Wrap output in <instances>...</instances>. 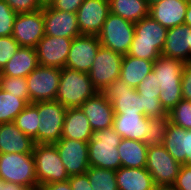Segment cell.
I'll list each match as a JSON object with an SVG mask.
<instances>
[{
  "instance_id": "4",
  "label": "cell",
  "mask_w": 191,
  "mask_h": 190,
  "mask_svg": "<svg viewBox=\"0 0 191 190\" xmlns=\"http://www.w3.org/2000/svg\"><path fill=\"white\" fill-rule=\"evenodd\" d=\"M98 90L93 86L88 73L64 67L55 100L68 108H80Z\"/></svg>"
},
{
  "instance_id": "43",
  "label": "cell",
  "mask_w": 191,
  "mask_h": 190,
  "mask_svg": "<svg viewBox=\"0 0 191 190\" xmlns=\"http://www.w3.org/2000/svg\"><path fill=\"white\" fill-rule=\"evenodd\" d=\"M84 0H50L47 4L57 10L76 13Z\"/></svg>"
},
{
  "instance_id": "27",
  "label": "cell",
  "mask_w": 191,
  "mask_h": 190,
  "mask_svg": "<svg viewBox=\"0 0 191 190\" xmlns=\"http://www.w3.org/2000/svg\"><path fill=\"white\" fill-rule=\"evenodd\" d=\"M37 66L36 48L20 47L2 70V76L27 77Z\"/></svg>"
},
{
  "instance_id": "53",
  "label": "cell",
  "mask_w": 191,
  "mask_h": 190,
  "mask_svg": "<svg viewBox=\"0 0 191 190\" xmlns=\"http://www.w3.org/2000/svg\"><path fill=\"white\" fill-rule=\"evenodd\" d=\"M44 4H47L50 0H42Z\"/></svg>"
},
{
  "instance_id": "10",
  "label": "cell",
  "mask_w": 191,
  "mask_h": 190,
  "mask_svg": "<svg viewBox=\"0 0 191 190\" xmlns=\"http://www.w3.org/2000/svg\"><path fill=\"white\" fill-rule=\"evenodd\" d=\"M61 69L38 65L27 77L31 103L54 101L60 84Z\"/></svg>"
},
{
  "instance_id": "49",
  "label": "cell",
  "mask_w": 191,
  "mask_h": 190,
  "mask_svg": "<svg viewBox=\"0 0 191 190\" xmlns=\"http://www.w3.org/2000/svg\"><path fill=\"white\" fill-rule=\"evenodd\" d=\"M154 190H177L173 185H156Z\"/></svg>"
},
{
  "instance_id": "9",
  "label": "cell",
  "mask_w": 191,
  "mask_h": 190,
  "mask_svg": "<svg viewBox=\"0 0 191 190\" xmlns=\"http://www.w3.org/2000/svg\"><path fill=\"white\" fill-rule=\"evenodd\" d=\"M123 55L100 46L93 65L88 72L93 86L102 92L108 85L120 78Z\"/></svg>"
},
{
  "instance_id": "14",
  "label": "cell",
  "mask_w": 191,
  "mask_h": 190,
  "mask_svg": "<svg viewBox=\"0 0 191 190\" xmlns=\"http://www.w3.org/2000/svg\"><path fill=\"white\" fill-rule=\"evenodd\" d=\"M69 176L85 174L89 169L88 142L60 138L55 144Z\"/></svg>"
},
{
  "instance_id": "1",
  "label": "cell",
  "mask_w": 191,
  "mask_h": 190,
  "mask_svg": "<svg viewBox=\"0 0 191 190\" xmlns=\"http://www.w3.org/2000/svg\"><path fill=\"white\" fill-rule=\"evenodd\" d=\"M185 63L178 59L159 56L153 64L156 81L161 90L159 100L169 113L183 98L181 78Z\"/></svg>"
},
{
  "instance_id": "42",
  "label": "cell",
  "mask_w": 191,
  "mask_h": 190,
  "mask_svg": "<svg viewBox=\"0 0 191 190\" xmlns=\"http://www.w3.org/2000/svg\"><path fill=\"white\" fill-rule=\"evenodd\" d=\"M173 186L177 190H191V165H181Z\"/></svg>"
},
{
  "instance_id": "22",
  "label": "cell",
  "mask_w": 191,
  "mask_h": 190,
  "mask_svg": "<svg viewBox=\"0 0 191 190\" xmlns=\"http://www.w3.org/2000/svg\"><path fill=\"white\" fill-rule=\"evenodd\" d=\"M190 0H162L150 5V16L167 29L183 25Z\"/></svg>"
},
{
  "instance_id": "35",
  "label": "cell",
  "mask_w": 191,
  "mask_h": 190,
  "mask_svg": "<svg viewBox=\"0 0 191 190\" xmlns=\"http://www.w3.org/2000/svg\"><path fill=\"white\" fill-rule=\"evenodd\" d=\"M0 88L31 104L26 77L2 76Z\"/></svg>"
},
{
  "instance_id": "25",
  "label": "cell",
  "mask_w": 191,
  "mask_h": 190,
  "mask_svg": "<svg viewBox=\"0 0 191 190\" xmlns=\"http://www.w3.org/2000/svg\"><path fill=\"white\" fill-rule=\"evenodd\" d=\"M92 133L90 122L80 108L66 109L61 138L88 142Z\"/></svg>"
},
{
  "instance_id": "6",
  "label": "cell",
  "mask_w": 191,
  "mask_h": 190,
  "mask_svg": "<svg viewBox=\"0 0 191 190\" xmlns=\"http://www.w3.org/2000/svg\"><path fill=\"white\" fill-rule=\"evenodd\" d=\"M32 153L38 186L69 179L70 176L54 144H34Z\"/></svg>"
},
{
  "instance_id": "32",
  "label": "cell",
  "mask_w": 191,
  "mask_h": 190,
  "mask_svg": "<svg viewBox=\"0 0 191 190\" xmlns=\"http://www.w3.org/2000/svg\"><path fill=\"white\" fill-rule=\"evenodd\" d=\"M14 123L26 136L34 140L40 124L38 102L28 104L15 118Z\"/></svg>"
},
{
  "instance_id": "21",
  "label": "cell",
  "mask_w": 191,
  "mask_h": 190,
  "mask_svg": "<svg viewBox=\"0 0 191 190\" xmlns=\"http://www.w3.org/2000/svg\"><path fill=\"white\" fill-rule=\"evenodd\" d=\"M163 146L181 165H191V129L169 122Z\"/></svg>"
},
{
  "instance_id": "12",
  "label": "cell",
  "mask_w": 191,
  "mask_h": 190,
  "mask_svg": "<svg viewBox=\"0 0 191 190\" xmlns=\"http://www.w3.org/2000/svg\"><path fill=\"white\" fill-rule=\"evenodd\" d=\"M44 35L43 8L16 15L12 37L19 43L20 47L36 48Z\"/></svg>"
},
{
  "instance_id": "13",
  "label": "cell",
  "mask_w": 191,
  "mask_h": 190,
  "mask_svg": "<svg viewBox=\"0 0 191 190\" xmlns=\"http://www.w3.org/2000/svg\"><path fill=\"white\" fill-rule=\"evenodd\" d=\"M102 93L111 102L114 114H142V98L122 79L115 80Z\"/></svg>"
},
{
  "instance_id": "44",
  "label": "cell",
  "mask_w": 191,
  "mask_h": 190,
  "mask_svg": "<svg viewBox=\"0 0 191 190\" xmlns=\"http://www.w3.org/2000/svg\"><path fill=\"white\" fill-rule=\"evenodd\" d=\"M182 98L191 101V61L186 62L181 78Z\"/></svg>"
},
{
  "instance_id": "36",
  "label": "cell",
  "mask_w": 191,
  "mask_h": 190,
  "mask_svg": "<svg viewBox=\"0 0 191 190\" xmlns=\"http://www.w3.org/2000/svg\"><path fill=\"white\" fill-rule=\"evenodd\" d=\"M168 115L172 124L185 130L191 129V101L182 99Z\"/></svg>"
},
{
  "instance_id": "17",
  "label": "cell",
  "mask_w": 191,
  "mask_h": 190,
  "mask_svg": "<svg viewBox=\"0 0 191 190\" xmlns=\"http://www.w3.org/2000/svg\"><path fill=\"white\" fill-rule=\"evenodd\" d=\"M73 38L44 35L36 46L38 65L64 68Z\"/></svg>"
},
{
  "instance_id": "29",
  "label": "cell",
  "mask_w": 191,
  "mask_h": 190,
  "mask_svg": "<svg viewBox=\"0 0 191 190\" xmlns=\"http://www.w3.org/2000/svg\"><path fill=\"white\" fill-rule=\"evenodd\" d=\"M122 167L145 168L148 147L144 142L122 138L117 147Z\"/></svg>"
},
{
  "instance_id": "5",
  "label": "cell",
  "mask_w": 191,
  "mask_h": 190,
  "mask_svg": "<svg viewBox=\"0 0 191 190\" xmlns=\"http://www.w3.org/2000/svg\"><path fill=\"white\" fill-rule=\"evenodd\" d=\"M0 179L5 182L22 184L30 190H38L33 153L0 154Z\"/></svg>"
},
{
  "instance_id": "51",
  "label": "cell",
  "mask_w": 191,
  "mask_h": 190,
  "mask_svg": "<svg viewBox=\"0 0 191 190\" xmlns=\"http://www.w3.org/2000/svg\"><path fill=\"white\" fill-rule=\"evenodd\" d=\"M0 190H3V181L0 179Z\"/></svg>"
},
{
  "instance_id": "23",
  "label": "cell",
  "mask_w": 191,
  "mask_h": 190,
  "mask_svg": "<svg viewBox=\"0 0 191 190\" xmlns=\"http://www.w3.org/2000/svg\"><path fill=\"white\" fill-rule=\"evenodd\" d=\"M34 141L26 136L14 122L0 124V154L32 153Z\"/></svg>"
},
{
  "instance_id": "16",
  "label": "cell",
  "mask_w": 191,
  "mask_h": 190,
  "mask_svg": "<svg viewBox=\"0 0 191 190\" xmlns=\"http://www.w3.org/2000/svg\"><path fill=\"white\" fill-rule=\"evenodd\" d=\"M109 13V0H84L76 12L81 34L98 36Z\"/></svg>"
},
{
  "instance_id": "40",
  "label": "cell",
  "mask_w": 191,
  "mask_h": 190,
  "mask_svg": "<svg viewBox=\"0 0 191 190\" xmlns=\"http://www.w3.org/2000/svg\"><path fill=\"white\" fill-rule=\"evenodd\" d=\"M16 14L37 11L42 9L44 3L42 0H4Z\"/></svg>"
},
{
  "instance_id": "31",
  "label": "cell",
  "mask_w": 191,
  "mask_h": 190,
  "mask_svg": "<svg viewBox=\"0 0 191 190\" xmlns=\"http://www.w3.org/2000/svg\"><path fill=\"white\" fill-rule=\"evenodd\" d=\"M29 103L0 88V124L14 122Z\"/></svg>"
},
{
  "instance_id": "47",
  "label": "cell",
  "mask_w": 191,
  "mask_h": 190,
  "mask_svg": "<svg viewBox=\"0 0 191 190\" xmlns=\"http://www.w3.org/2000/svg\"><path fill=\"white\" fill-rule=\"evenodd\" d=\"M3 190H30V189L22 184L3 181Z\"/></svg>"
},
{
  "instance_id": "34",
  "label": "cell",
  "mask_w": 191,
  "mask_h": 190,
  "mask_svg": "<svg viewBox=\"0 0 191 190\" xmlns=\"http://www.w3.org/2000/svg\"><path fill=\"white\" fill-rule=\"evenodd\" d=\"M169 122V115L149 118V131L143 140L147 147L163 145Z\"/></svg>"
},
{
  "instance_id": "2",
  "label": "cell",
  "mask_w": 191,
  "mask_h": 190,
  "mask_svg": "<svg viewBox=\"0 0 191 190\" xmlns=\"http://www.w3.org/2000/svg\"><path fill=\"white\" fill-rule=\"evenodd\" d=\"M168 29L150 15L135 23V34L127 55L155 61L164 48Z\"/></svg>"
},
{
  "instance_id": "11",
  "label": "cell",
  "mask_w": 191,
  "mask_h": 190,
  "mask_svg": "<svg viewBox=\"0 0 191 190\" xmlns=\"http://www.w3.org/2000/svg\"><path fill=\"white\" fill-rule=\"evenodd\" d=\"M180 167L181 164L163 145L148 147L145 168L152 176L155 185H173Z\"/></svg>"
},
{
  "instance_id": "24",
  "label": "cell",
  "mask_w": 191,
  "mask_h": 190,
  "mask_svg": "<svg viewBox=\"0 0 191 190\" xmlns=\"http://www.w3.org/2000/svg\"><path fill=\"white\" fill-rule=\"evenodd\" d=\"M113 129L122 137L143 142L149 117L143 114H114Z\"/></svg>"
},
{
  "instance_id": "15",
  "label": "cell",
  "mask_w": 191,
  "mask_h": 190,
  "mask_svg": "<svg viewBox=\"0 0 191 190\" xmlns=\"http://www.w3.org/2000/svg\"><path fill=\"white\" fill-rule=\"evenodd\" d=\"M100 46L98 36H76L72 40L65 67L88 73Z\"/></svg>"
},
{
  "instance_id": "33",
  "label": "cell",
  "mask_w": 191,
  "mask_h": 190,
  "mask_svg": "<svg viewBox=\"0 0 191 190\" xmlns=\"http://www.w3.org/2000/svg\"><path fill=\"white\" fill-rule=\"evenodd\" d=\"M86 174L93 190H118L115 170L89 167Z\"/></svg>"
},
{
  "instance_id": "30",
  "label": "cell",
  "mask_w": 191,
  "mask_h": 190,
  "mask_svg": "<svg viewBox=\"0 0 191 190\" xmlns=\"http://www.w3.org/2000/svg\"><path fill=\"white\" fill-rule=\"evenodd\" d=\"M112 14L136 23L150 15V5L147 0H109Z\"/></svg>"
},
{
  "instance_id": "28",
  "label": "cell",
  "mask_w": 191,
  "mask_h": 190,
  "mask_svg": "<svg viewBox=\"0 0 191 190\" xmlns=\"http://www.w3.org/2000/svg\"><path fill=\"white\" fill-rule=\"evenodd\" d=\"M154 61L124 55L121 63L120 79L128 86L137 88L153 70Z\"/></svg>"
},
{
  "instance_id": "20",
  "label": "cell",
  "mask_w": 191,
  "mask_h": 190,
  "mask_svg": "<svg viewBox=\"0 0 191 190\" xmlns=\"http://www.w3.org/2000/svg\"><path fill=\"white\" fill-rule=\"evenodd\" d=\"M161 56L191 61V28L183 24L168 29Z\"/></svg>"
},
{
  "instance_id": "41",
  "label": "cell",
  "mask_w": 191,
  "mask_h": 190,
  "mask_svg": "<svg viewBox=\"0 0 191 190\" xmlns=\"http://www.w3.org/2000/svg\"><path fill=\"white\" fill-rule=\"evenodd\" d=\"M160 84L156 81V76L154 71L152 70L138 85L136 91L139 95H149L153 97H159L161 90L159 89Z\"/></svg>"
},
{
  "instance_id": "52",
  "label": "cell",
  "mask_w": 191,
  "mask_h": 190,
  "mask_svg": "<svg viewBox=\"0 0 191 190\" xmlns=\"http://www.w3.org/2000/svg\"><path fill=\"white\" fill-rule=\"evenodd\" d=\"M2 70L0 69V86H1Z\"/></svg>"
},
{
  "instance_id": "45",
  "label": "cell",
  "mask_w": 191,
  "mask_h": 190,
  "mask_svg": "<svg viewBox=\"0 0 191 190\" xmlns=\"http://www.w3.org/2000/svg\"><path fill=\"white\" fill-rule=\"evenodd\" d=\"M68 181L72 190H93L86 173L70 176Z\"/></svg>"
},
{
  "instance_id": "18",
  "label": "cell",
  "mask_w": 191,
  "mask_h": 190,
  "mask_svg": "<svg viewBox=\"0 0 191 190\" xmlns=\"http://www.w3.org/2000/svg\"><path fill=\"white\" fill-rule=\"evenodd\" d=\"M45 35L63 38H75L81 35L77 14L43 6Z\"/></svg>"
},
{
  "instance_id": "39",
  "label": "cell",
  "mask_w": 191,
  "mask_h": 190,
  "mask_svg": "<svg viewBox=\"0 0 191 190\" xmlns=\"http://www.w3.org/2000/svg\"><path fill=\"white\" fill-rule=\"evenodd\" d=\"M20 48L19 43L12 36L0 37V69L3 70L7 62L12 59Z\"/></svg>"
},
{
  "instance_id": "37",
  "label": "cell",
  "mask_w": 191,
  "mask_h": 190,
  "mask_svg": "<svg viewBox=\"0 0 191 190\" xmlns=\"http://www.w3.org/2000/svg\"><path fill=\"white\" fill-rule=\"evenodd\" d=\"M16 15L6 1L0 0V37L12 36Z\"/></svg>"
},
{
  "instance_id": "8",
  "label": "cell",
  "mask_w": 191,
  "mask_h": 190,
  "mask_svg": "<svg viewBox=\"0 0 191 190\" xmlns=\"http://www.w3.org/2000/svg\"><path fill=\"white\" fill-rule=\"evenodd\" d=\"M66 107L58 101H39L37 137L34 144H55L61 138L65 120Z\"/></svg>"
},
{
  "instance_id": "19",
  "label": "cell",
  "mask_w": 191,
  "mask_h": 190,
  "mask_svg": "<svg viewBox=\"0 0 191 190\" xmlns=\"http://www.w3.org/2000/svg\"><path fill=\"white\" fill-rule=\"evenodd\" d=\"M90 122L93 131L113 126L114 110L111 102L102 92L88 98L80 107Z\"/></svg>"
},
{
  "instance_id": "3",
  "label": "cell",
  "mask_w": 191,
  "mask_h": 190,
  "mask_svg": "<svg viewBox=\"0 0 191 190\" xmlns=\"http://www.w3.org/2000/svg\"><path fill=\"white\" fill-rule=\"evenodd\" d=\"M121 141L122 137L113 127L93 131L92 137L88 141L90 167H99L115 171L122 167L117 150Z\"/></svg>"
},
{
  "instance_id": "38",
  "label": "cell",
  "mask_w": 191,
  "mask_h": 190,
  "mask_svg": "<svg viewBox=\"0 0 191 190\" xmlns=\"http://www.w3.org/2000/svg\"><path fill=\"white\" fill-rule=\"evenodd\" d=\"M140 98H142V114L146 117L155 118L168 115L158 97L140 95Z\"/></svg>"
},
{
  "instance_id": "7",
  "label": "cell",
  "mask_w": 191,
  "mask_h": 190,
  "mask_svg": "<svg viewBox=\"0 0 191 190\" xmlns=\"http://www.w3.org/2000/svg\"><path fill=\"white\" fill-rule=\"evenodd\" d=\"M134 34L135 23L110 12L98 39L101 46L124 56L129 52Z\"/></svg>"
},
{
  "instance_id": "48",
  "label": "cell",
  "mask_w": 191,
  "mask_h": 190,
  "mask_svg": "<svg viewBox=\"0 0 191 190\" xmlns=\"http://www.w3.org/2000/svg\"><path fill=\"white\" fill-rule=\"evenodd\" d=\"M184 24L191 28V1H189V4L187 6Z\"/></svg>"
},
{
  "instance_id": "26",
  "label": "cell",
  "mask_w": 191,
  "mask_h": 190,
  "mask_svg": "<svg viewBox=\"0 0 191 190\" xmlns=\"http://www.w3.org/2000/svg\"><path fill=\"white\" fill-rule=\"evenodd\" d=\"M118 190H154L153 178L146 168H125L116 170Z\"/></svg>"
},
{
  "instance_id": "46",
  "label": "cell",
  "mask_w": 191,
  "mask_h": 190,
  "mask_svg": "<svg viewBox=\"0 0 191 190\" xmlns=\"http://www.w3.org/2000/svg\"><path fill=\"white\" fill-rule=\"evenodd\" d=\"M38 190H72L68 180L53 182L39 186Z\"/></svg>"
},
{
  "instance_id": "50",
  "label": "cell",
  "mask_w": 191,
  "mask_h": 190,
  "mask_svg": "<svg viewBox=\"0 0 191 190\" xmlns=\"http://www.w3.org/2000/svg\"><path fill=\"white\" fill-rule=\"evenodd\" d=\"M147 1H148L149 5H152V4L162 1V0H147Z\"/></svg>"
}]
</instances>
